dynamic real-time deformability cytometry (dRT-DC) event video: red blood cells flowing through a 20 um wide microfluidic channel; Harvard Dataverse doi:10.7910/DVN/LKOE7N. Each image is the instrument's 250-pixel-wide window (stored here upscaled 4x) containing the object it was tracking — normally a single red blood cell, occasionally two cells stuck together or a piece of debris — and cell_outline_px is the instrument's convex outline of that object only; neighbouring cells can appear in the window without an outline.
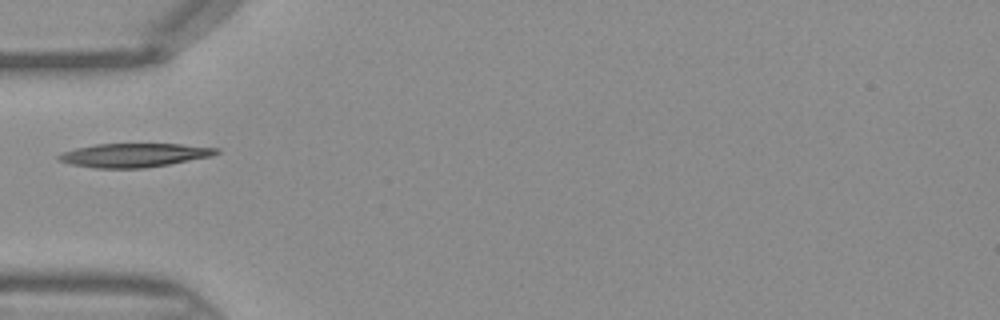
{"species": "Egyptian fruit bat (a non-hibernating species)", "species_latin": "Rousettus aegyptiacus", "temperature_condition": "warm", "stored_images_in_passage": 31, "camera_frame_rate_fps": 3000, "um_per_image_px": 0.085, "frame": {"image": 1, "passage_image": 1, "time_ms": 0.0, "image_size_px": [1000, 320], "cell_outline_px": [[220, 152], [212, 156], [168, 164], [144, 168], [96, 168], [72, 164], [56, 160], [56, 156], [64, 152], [76, 148], [96, 144], [180, 144], [220, 148]], "centroid_in_image_um": [11.4, 13.18], "position_along_channel_um": 73.6, "area_um2": 21.73}}
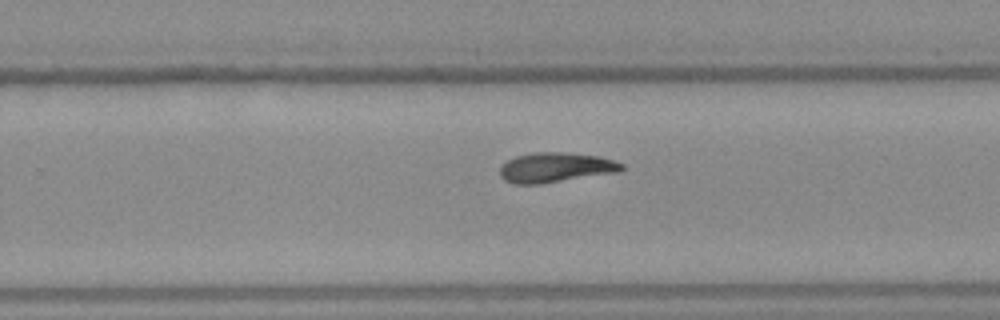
{"frame": {"image": 2, "passage_image": 15, "time_ms": 4.667, "image_size_px": [1000, 320], "cell_outline_px": [[624, 168], [620, 172], [540, 184], [512, 184], [504, 180], [500, 176], [500, 168], [508, 160], [516, 156], [532, 152], [560, 152], [600, 156], [624, 164]], "centroid_in_image_um": [47.23, 14.24], "position_along_channel_um": 282.6, "area_um2": 21.27}}
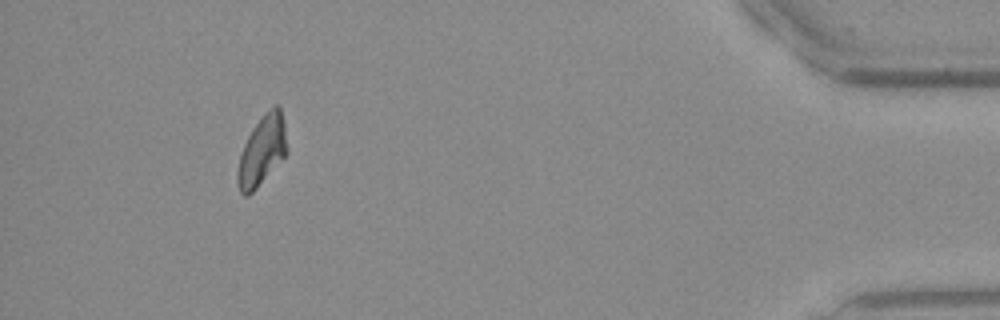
{"frame": {"image": 3, "passage_image": 28, "time_ms": 9.0, "image_size_px": [1000, 320], "cell_outline_px": [[288, 152], [256, 188], [248, 196], [244, 196], [240, 192], [236, 180], [236, 172], [240, 156], [244, 144], [252, 128], [264, 112], [276, 104], [280, 104], [284, 124], [288, 148]], "centroid_in_image_um": [22.27, 12.78], "position_along_channel_um": 412.9, "area_um2": 20.11}}